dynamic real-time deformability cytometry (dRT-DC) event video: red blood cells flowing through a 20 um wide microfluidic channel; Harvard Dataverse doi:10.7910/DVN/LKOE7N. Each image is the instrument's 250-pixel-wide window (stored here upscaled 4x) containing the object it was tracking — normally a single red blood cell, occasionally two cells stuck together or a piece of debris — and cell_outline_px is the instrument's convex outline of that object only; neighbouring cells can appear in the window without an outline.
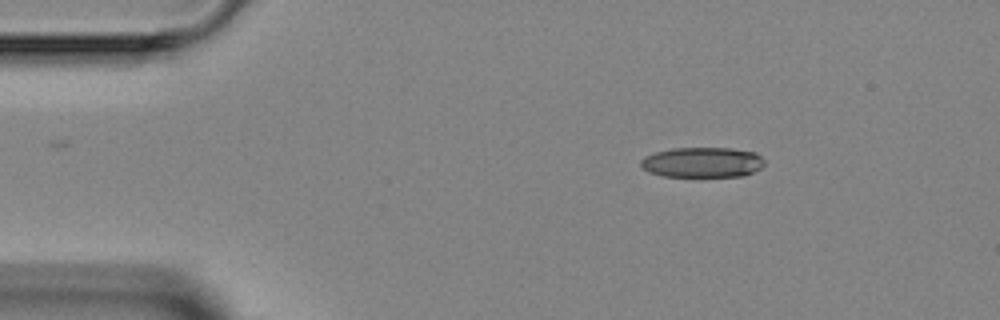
{"species": "Egyptian fruit bat (a non-hibernating species)", "species_latin": "Rousettus aegyptiacus", "temperature_condition": "room temperature", "stored_images_in_passage": 2, "camera_frame_rate_fps": 3000, "um_per_image_px": 0.085, "animal": {"sex": "female"}, "frame": {"image": 1, "passage_image": 1, "time_ms": 0.0, "image_size_px": [1000, 320], "cell_outline_px": [[764, 164], [760, 168], [744, 176], [664, 176], [648, 172], [640, 164], [640, 160], [644, 156], [656, 152], [672, 148], [732, 148], [756, 152], [764, 160]], "centroid_in_image_um": [59.7, 13.79], "position_along_channel_um": 25.3, "area_um2": 21.79}}